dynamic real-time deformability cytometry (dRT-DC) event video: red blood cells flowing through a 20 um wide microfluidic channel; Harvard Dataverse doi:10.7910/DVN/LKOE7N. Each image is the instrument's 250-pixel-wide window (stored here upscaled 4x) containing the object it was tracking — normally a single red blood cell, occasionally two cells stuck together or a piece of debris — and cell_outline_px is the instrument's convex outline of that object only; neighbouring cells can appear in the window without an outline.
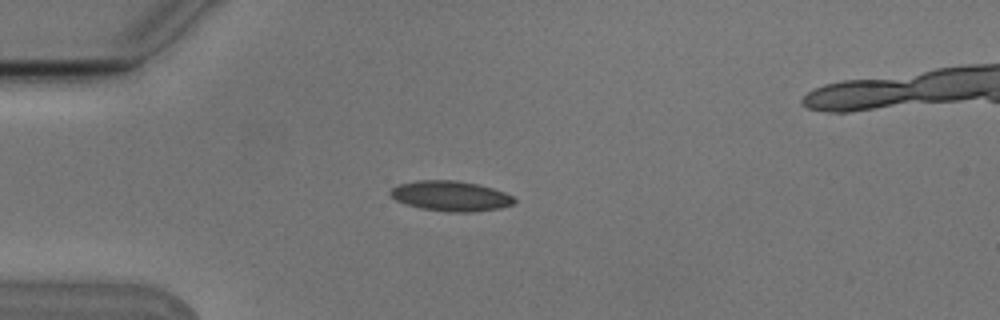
{"species": "Egyptian fruit bat (a non-hibernating species)", "species_latin": "Rousettus aegyptiacus", "temperature_condition": "cold", "stored_images_in_passage": 2, "camera_frame_rate_fps": 3000, "um_per_image_px": 0.085, "animal": {"sex": "male"}, "frame": {"image": 1, "passage_image": 1, "time_ms": 0.0, "image_size_px": [1000, 320], "cell_outline_px": [[516, 204], [500, 208], [472, 212], [448, 212], [420, 208], [396, 200], [388, 192], [392, 188], [400, 184], [416, 180], [456, 180], [480, 184], [504, 192], [512, 196], [516, 200]], "centroid_in_image_um": [38.34, 16.66], "position_along_channel_um": 46.7, "area_um2": 21.85}}
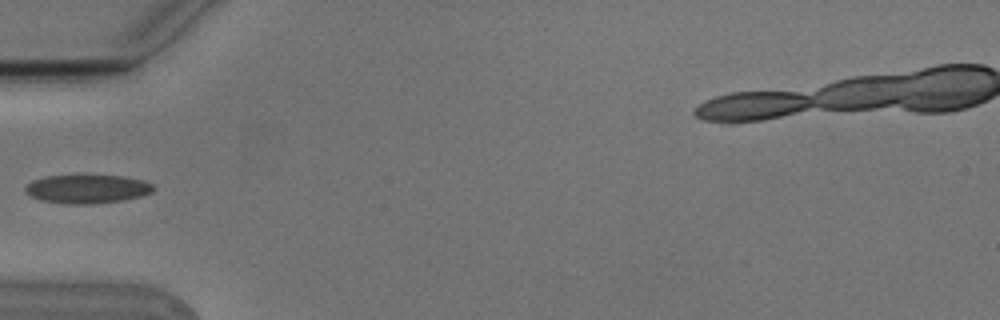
{"frame": {"image": 2, "passage_image": 2, "time_ms": 0.333, "image_size_px": [1000, 320], "cell_outline_px": [[156, 188], [152, 192], [140, 196], [124, 200], [92, 204], [64, 204], [40, 200], [24, 192], [24, 188], [32, 180], [44, 176], [84, 172], [124, 176], [144, 180], [152, 184]], "centroid_in_image_um": [7.4, 16.01], "position_along_channel_um": 77.6, "area_um2": 22.6}}